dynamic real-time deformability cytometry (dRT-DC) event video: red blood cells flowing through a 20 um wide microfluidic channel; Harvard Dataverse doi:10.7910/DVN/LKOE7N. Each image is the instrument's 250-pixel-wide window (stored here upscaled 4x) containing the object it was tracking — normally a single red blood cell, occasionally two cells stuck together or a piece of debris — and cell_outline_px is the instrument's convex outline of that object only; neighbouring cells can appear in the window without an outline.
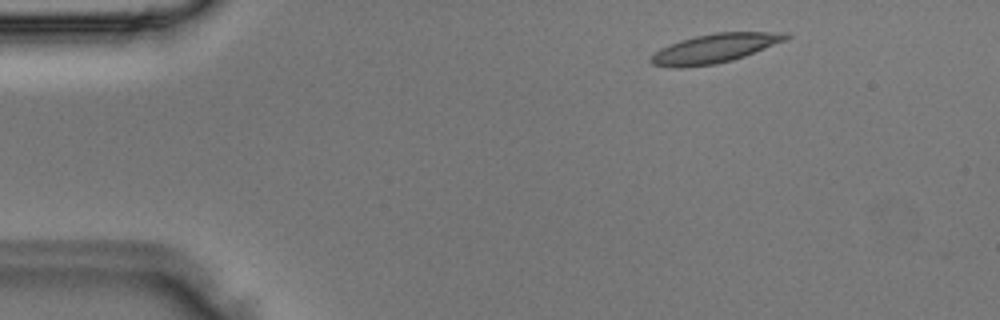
{"species": "Egyptian fruit bat (a non-hibernating species)", "species_latin": "Rousettus aegyptiacus", "temperature_condition": "room temperature", "stored_images_in_passage": 3, "camera_frame_rate_fps": 3000, "um_per_image_px": 0.085, "animal": {"sex": "male"}, "frame": {"image": 1, "passage_image": 1, "time_ms": 0.0, "image_size_px": [1000, 320], "cell_outline_px": [[792, 36], [784, 40], [744, 56], [732, 60], [716, 64], [680, 68], [676, 68], [652, 64], [648, 60], [656, 52], [680, 40], [696, 36], [716, 32], [788, 32]], "centroid_in_image_um": [60.76, 4.11], "position_along_channel_um": 24.2, "area_um2": 22.48}}